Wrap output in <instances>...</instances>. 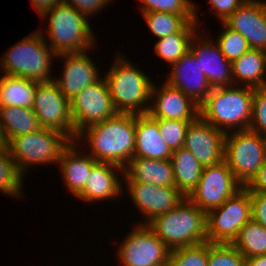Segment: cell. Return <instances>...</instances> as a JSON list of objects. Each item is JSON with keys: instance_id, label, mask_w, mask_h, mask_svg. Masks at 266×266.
<instances>
[{"instance_id": "obj_24", "label": "cell", "mask_w": 266, "mask_h": 266, "mask_svg": "<svg viewBox=\"0 0 266 266\" xmlns=\"http://www.w3.org/2000/svg\"><path fill=\"white\" fill-rule=\"evenodd\" d=\"M78 150V141H71L63 150L58 163L63 181L75 197L84 189L92 167L97 163L89 154H81Z\"/></svg>"}, {"instance_id": "obj_37", "label": "cell", "mask_w": 266, "mask_h": 266, "mask_svg": "<svg viewBox=\"0 0 266 266\" xmlns=\"http://www.w3.org/2000/svg\"><path fill=\"white\" fill-rule=\"evenodd\" d=\"M191 122L194 121L158 119L161 137L172 151L183 147L186 130Z\"/></svg>"}, {"instance_id": "obj_3", "label": "cell", "mask_w": 266, "mask_h": 266, "mask_svg": "<svg viewBox=\"0 0 266 266\" xmlns=\"http://www.w3.org/2000/svg\"><path fill=\"white\" fill-rule=\"evenodd\" d=\"M147 225L171 251L207 242L206 213L188 197L176 208L158 215Z\"/></svg>"}, {"instance_id": "obj_20", "label": "cell", "mask_w": 266, "mask_h": 266, "mask_svg": "<svg viewBox=\"0 0 266 266\" xmlns=\"http://www.w3.org/2000/svg\"><path fill=\"white\" fill-rule=\"evenodd\" d=\"M64 61L63 75L53 79L61 92L72 100L86 86L100 79V72L93 63L92 58L83 53H62L57 55Z\"/></svg>"}, {"instance_id": "obj_19", "label": "cell", "mask_w": 266, "mask_h": 266, "mask_svg": "<svg viewBox=\"0 0 266 266\" xmlns=\"http://www.w3.org/2000/svg\"><path fill=\"white\" fill-rule=\"evenodd\" d=\"M168 76L165 80L170 86L181 90L199 106L212 90L197 58L190 50L172 65Z\"/></svg>"}, {"instance_id": "obj_39", "label": "cell", "mask_w": 266, "mask_h": 266, "mask_svg": "<svg viewBox=\"0 0 266 266\" xmlns=\"http://www.w3.org/2000/svg\"><path fill=\"white\" fill-rule=\"evenodd\" d=\"M246 0H209L210 6L221 22L231 16Z\"/></svg>"}, {"instance_id": "obj_27", "label": "cell", "mask_w": 266, "mask_h": 266, "mask_svg": "<svg viewBox=\"0 0 266 266\" xmlns=\"http://www.w3.org/2000/svg\"><path fill=\"white\" fill-rule=\"evenodd\" d=\"M39 82L17 76L6 75L0 78V107L31 108Z\"/></svg>"}, {"instance_id": "obj_43", "label": "cell", "mask_w": 266, "mask_h": 266, "mask_svg": "<svg viewBox=\"0 0 266 266\" xmlns=\"http://www.w3.org/2000/svg\"><path fill=\"white\" fill-rule=\"evenodd\" d=\"M61 2L62 0H31V4L37 13H39V16Z\"/></svg>"}, {"instance_id": "obj_30", "label": "cell", "mask_w": 266, "mask_h": 266, "mask_svg": "<svg viewBox=\"0 0 266 266\" xmlns=\"http://www.w3.org/2000/svg\"><path fill=\"white\" fill-rule=\"evenodd\" d=\"M232 245L245 257L266 254V229L251 219L239 231Z\"/></svg>"}, {"instance_id": "obj_41", "label": "cell", "mask_w": 266, "mask_h": 266, "mask_svg": "<svg viewBox=\"0 0 266 266\" xmlns=\"http://www.w3.org/2000/svg\"><path fill=\"white\" fill-rule=\"evenodd\" d=\"M252 219L266 229V194L250 192Z\"/></svg>"}, {"instance_id": "obj_5", "label": "cell", "mask_w": 266, "mask_h": 266, "mask_svg": "<svg viewBox=\"0 0 266 266\" xmlns=\"http://www.w3.org/2000/svg\"><path fill=\"white\" fill-rule=\"evenodd\" d=\"M116 58L104 76L116 110L119 113L146 114L153 82L145 72L125 60V56Z\"/></svg>"}, {"instance_id": "obj_38", "label": "cell", "mask_w": 266, "mask_h": 266, "mask_svg": "<svg viewBox=\"0 0 266 266\" xmlns=\"http://www.w3.org/2000/svg\"><path fill=\"white\" fill-rule=\"evenodd\" d=\"M249 129L266 137V86L254 88L252 119Z\"/></svg>"}, {"instance_id": "obj_21", "label": "cell", "mask_w": 266, "mask_h": 266, "mask_svg": "<svg viewBox=\"0 0 266 266\" xmlns=\"http://www.w3.org/2000/svg\"><path fill=\"white\" fill-rule=\"evenodd\" d=\"M115 173L123 174V168L111 163L97 162L92 167L84 189L76 197L84 202L94 203L121 196L124 193L123 183Z\"/></svg>"}, {"instance_id": "obj_10", "label": "cell", "mask_w": 266, "mask_h": 266, "mask_svg": "<svg viewBox=\"0 0 266 266\" xmlns=\"http://www.w3.org/2000/svg\"><path fill=\"white\" fill-rule=\"evenodd\" d=\"M32 110L42 128L59 131L71 141H76L77 134L70 113V100L54 81L37 84Z\"/></svg>"}, {"instance_id": "obj_4", "label": "cell", "mask_w": 266, "mask_h": 266, "mask_svg": "<svg viewBox=\"0 0 266 266\" xmlns=\"http://www.w3.org/2000/svg\"><path fill=\"white\" fill-rule=\"evenodd\" d=\"M46 16L47 18L49 16L47 36L43 33L42 35L46 42L49 41L47 44L50 43L49 46L57 55L83 53L94 47L95 35L88 23V17L71 5L61 2L45 11L40 17L45 19Z\"/></svg>"}, {"instance_id": "obj_34", "label": "cell", "mask_w": 266, "mask_h": 266, "mask_svg": "<svg viewBox=\"0 0 266 266\" xmlns=\"http://www.w3.org/2000/svg\"><path fill=\"white\" fill-rule=\"evenodd\" d=\"M221 34L218 36L216 43L219 45L221 53L229 61L233 62L241 57L250 49L248 41L239 32H236L227 27L223 22Z\"/></svg>"}, {"instance_id": "obj_44", "label": "cell", "mask_w": 266, "mask_h": 266, "mask_svg": "<svg viewBox=\"0 0 266 266\" xmlns=\"http://www.w3.org/2000/svg\"><path fill=\"white\" fill-rule=\"evenodd\" d=\"M245 266H266V254L251 258H246Z\"/></svg>"}, {"instance_id": "obj_7", "label": "cell", "mask_w": 266, "mask_h": 266, "mask_svg": "<svg viewBox=\"0 0 266 266\" xmlns=\"http://www.w3.org/2000/svg\"><path fill=\"white\" fill-rule=\"evenodd\" d=\"M71 140L59 131L41 128L10 139L9 153L24 174L33 165L58 164Z\"/></svg>"}, {"instance_id": "obj_2", "label": "cell", "mask_w": 266, "mask_h": 266, "mask_svg": "<svg viewBox=\"0 0 266 266\" xmlns=\"http://www.w3.org/2000/svg\"><path fill=\"white\" fill-rule=\"evenodd\" d=\"M237 86L212 88L200 105L199 116L225 134L249 129L251 123L254 88Z\"/></svg>"}, {"instance_id": "obj_14", "label": "cell", "mask_w": 266, "mask_h": 266, "mask_svg": "<svg viewBox=\"0 0 266 266\" xmlns=\"http://www.w3.org/2000/svg\"><path fill=\"white\" fill-rule=\"evenodd\" d=\"M133 204L146 217L141 224L176 208L185 196L176 187H162L144 182H125Z\"/></svg>"}, {"instance_id": "obj_29", "label": "cell", "mask_w": 266, "mask_h": 266, "mask_svg": "<svg viewBox=\"0 0 266 266\" xmlns=\"http://www.w3.org/2000/svg\"><path fill=\"white\" fill-rule=\"evenodd\" d=\"M0 124L4 127L9 140L42 128L38 117L31 108L18 106L0 107Z\"/></svg>"}, {"instance_id": "obj_17", "label": "cell", "mask_w": 266, "mask_h": 266, "mask_svg": "<svg viewBox=\"0 0 266 266\" xmlns=\"http://www.w3.org/2000/svg\"><path fill=\"white\" fill-rule=\"evenodd\" d=\"M223 23L245 37L250 48L266 52V1L246 0Z\"/></svg>"}, {"instance_id": "obj_35", "label": "cell", "mask_w": 266, "mask_h": 266, "mask_svg": "<svg viewBox=\"0 0 266 266\" xmlns=\"http://www.w3.org/2000/svg\"><path fill=\"white\" fill-rule=\"evenodd\" d=\"M143 4L141 12H165L177 15H195L198 22V13L195 3L190 0H140Z\"/></svg>"}, {"instance_id": "obj_45", "label": "cell", "mask_w": 266, "mask_h": 266, "mask_svg": "<svg viewBox=\"0 0 266 266\" xmlns=\"http://www.w3.org/2000/svg\"><path fill=\"white\" fill-rule=\"evenodd\" d=\"M9 138L4 127L0 124V152L9 151Z\"/></svg>"}, {"instance_id": "obj_33", "label": "cell", "mask_w": 266, "mask_h": 266, "mask_svg": "<svg viewBox=\"0 0 266 266\" xmlns=\"http://www.w3.org/2000/svg\"><path fill=\"white\" fill-rule=\"evenodd\" d=\"M208 241L187 247L174 249L170 252L167 266H207Z\"/></svg>"}, {"instance_id": "obj_26", "label": "cell", "mask_w": 266, "mask_h": 266, "mask_svg": "<svg viewBox=\"0 0 266 266\" xmlns=\"http://www.w3.org/2000/svg\"><path fill=\"white\" fill-rule=\"evenodd\" d=\"M170 161L174 172L175 187L185 197H188L196 188L203 167L192 152L184 147L173 150Z\"/></svg>"}, {"instance_id": "obj_6", "label": "cell", "mask_w": 266, "mask_h": 266, "mask_svg": "<svg viewBox=\"0 0 266 266\" xmlns=\"http://www.w3.org/2000/svg\"><path fill=\"white\" fill-rule=\"evenodd\" d=\"M40 30L24 37L23 40L18 41L17 44L10 47L11 49L7 50L0 61L4 74L37 82L53 81L52 58L57 60L55 59L57 54L49 47V44L47 45L42 35V29Z\"/></svg>"}, {"instance_id": "obj_25", "label": "cell", "mask_w": 266, "mask_h": 266, "mask_svg": "<svg viewBox=\"0 0 266 266\" xmlns=\"http://www.w3.org/2000/svg\"><path fill=\"white\" fill-rule=\"evenodd\" d=\"M233 85L246 83L252 88L266 86V52L250 48L232 62Z\"/></svg>"}, {"instance_id": "obj_1", "label": "cell", "mask_w": 266, "mask_h": 266, "mask_svg": "<svg viewBox=\"0 0 266 266\" xmlns=\"http://www.w3.org/2000/svg\"><path fill=\"white\" fill-rule=\"evenodd\" d=\"M82 138L90 146L89 155L97 162L111 163L124 168L134 157L135 114L118 113L113 118L81 131L76 141Z\"/></svg>"}, {"instance_id": "obj_16", "label": "cell", "mask_w": 266, "mask_h": 266, "mask_svg": "<svg viewBox=\"0 0 266 266\" xmlns=\"http://www.w3.org/2000/svg\"><path fill=\"white\" fill-rule=\"evenodd\" d=\"M150 99L154 103L150 102L147 113L154 119L195 121L199 117L200 106L166 81L162 88L152 84Z\"/></svg>"}, {"instance_id": "obj_12", "label": "cell", "mask_w": 266, "mask_h": 266, "mask_svg": "<svg viewBox=\"0 0 266 266\" xmlns=\"http://www.w3.org/2000/svg\"><path fill=\"white\" fill-rule=\"evenodd\" d=\"M70 113L78 135L86 128L113 118L116 110L105 78L86 86L70 100Z\"/></svg>"}, {"instance_id": "obj_31", "label": "cell", "mask_w": 266, "mask_h": 266, "mask_svg": "<svg viewBox=\"0 0 266 266\" xmlns=\"http://www.w3.org/2000/svg\"><path fill=\"white\" fill-rule=\"evenodd\" d=\"M150 31L160 39L179 32L188 22H196L195 15H177L165 12L142 13Z\"/></svg>"}, {"instance_id": "obj_13", "label": "cell", "mask_w": 266, "mask_h": 266, "mask_svg": "<svg viewBox=\"0 0 266 266\" xmlns=\"http://www.w3.org/2000/svg\"><path fill=\"white\" fill-rule=\"evenodd\" d=\"M243 186L236 180L225 160L202 169L196 188L188 198L205 213L222 205Z\"/></svg>"}, {"instance_id": "obj_11", "label": "cell", "mask_w": 266, "mask_h": 266, "mask_svg": "<svg viewBox=\"0 0 266 266\" xmlns=\"http://www.w3.org/2000/svg\"><path fill=\"white\" fill-rule=\"evenodd\" d=\"M117 250L122 266H167L171 250L147 224L136 225Z\"/></svg>"}, {"instance_id": "obj_15", "label": "cell", "mask_w": 266, "mask_h": 266, "mask_svg": "<svg viewBox=\"0 0 266 266\" xmlns=\"http://www.w3.org/2000/svg\"><path fill=\"white\" fill-rule=\"evenodd\" d=\"M183 147L202 167L217 164L224 160L225 133L199 116L188 126Z\"/></svg>"}, {"instance_id": "obj_18", "label": "cell", "mask_w": 266, "mask_h": 266, "mask_svg": "<svg viewBox=\"0 0 266 266\" xmlns=\"http://www.w3.org/2000/svg\"><path fill=\"white\" fill-rule=\"evenodd\" d=\"M200 35L199 33L194 35L190 51L197 58L210 86L216 88L233 85L232 63L224 57L214 40Z\"/></svg>"}, {"instance_id": "obj_36", "label": "cell", "mask_w": 266, "mask_h": 266, "mask_svg": "<svg viewBox=\"0 0 266 266\" xmlns=\"http://www.w3.org/2000/svg\"><path fill=\"white\" fill-rule=\"evenodd\" d=\"M246 258L232 244L208 242L207 266H245Z\"/></svg>"}, {"instance_id": "obj_8", "label": "cell", "mask_w": 266, "mask_h": 266, "mask_svg": "<svg viewBox=\"0 0 266 266\" xmlns=\"http://www.w3.org/2000/svg\"><path fill=\"white\" fill-rule=\"evenodd\" d=\"M224 160L245 187L266 161V137L250 129L227 132Z\"/></svg>"}, {"instance_id": "obj_9", "label": "cell", "mask_w": 266, "mask_h": 266, "mask_svg": "<svg viewBox=\"0 0 266 266\" xmlns=\"http://www.w3.org/2000/svg\"><path fill=\"white\" fill-rule=\"evenodd\" d=\"M251 219L250 192L242 187L222 205L206 213L207 241L232 244L241 228Z\"/></svg>"}, {"instance_id": "obj_23", "label": "cell", "mask_w": 266, "mask_h": 266, "mask_svg": "<svg viewBox=\"0 0 266 266\" xmlns=\"http://www.w3.org/2000/svg\"><path fill=\"white\" fill-rule=\"evenodd\" d=\"M125 182H144L162 187H175L170 159L152 160L133 157L123 168Z\"/></svg>"}, {"instance_id": "obj_22", "label": "cell", "mask_w": 266, "mask_h": 266, "mask_svg": "<svg viewBox=\"0 0 266 266\" xmlns=\"http://www.w3.org/2000/svg\"><path fill=\"white\" fill-rule=\"evenodd\" d=\"M172 150L165 144L158 127V119L148 113L135 114L134 157L152 160L170 159Z\"/></svg>"}, {"instance_id": "obj_28", "label": "cell", "mask_w": 266, "mask_h": 266, "mask_svg": "<svg viewBox=\"0 0 266 266\" xmlns=\"http://www.w3.org/2000/svg\"><path fill=\"white\" fill-rule=\"evenodd\" d=\"M198 22H188L179 32L158 39L154 52L171 66L190 50V43L198 32Z\"/></svg>"}, {"instance_id": "obj_32", "label": "cell", "mask_w": 266, "mask_h": 266, "mask_svg": "<svg viewBox=\"0 0 266 266\" xmlns=\"http://www.w3.org/2000/svg\"><path fill=\"white\" fill-rule=\"evenodd\" d=\"M23 176L9 151L0 152V192L20 198L23 194Z\"/></svg>"}, {"instance_id": "obj_40", "label": "cell", "mask_w": 266, "mask_h": 266, "mask_svg": "<svg viewBox=\"0 0 266 266\" xmlns=\"http://www.w3.org/2000/svg\"><path fill=\"white\" fill-rule=\"evenodd\" d=\"M63 3L71 5L80 13L89 18L90 15L101 11L111 0H62Z\"/></svg>"}, {"instance_id": "obj_42", "label": "cell", "mask_w": 266, "mask_h": 266, "mask_svg": "<svg viewBox=\"0 0 266 266\" xmlns=\"http://www.w3.org/2000/svg\"><path fill=\"white\" fill-rule=\"evenodd\" d=\"M249 192L266 194V161L258 169L256 175L245 186Z\"/></svg>"}]
</instances>
